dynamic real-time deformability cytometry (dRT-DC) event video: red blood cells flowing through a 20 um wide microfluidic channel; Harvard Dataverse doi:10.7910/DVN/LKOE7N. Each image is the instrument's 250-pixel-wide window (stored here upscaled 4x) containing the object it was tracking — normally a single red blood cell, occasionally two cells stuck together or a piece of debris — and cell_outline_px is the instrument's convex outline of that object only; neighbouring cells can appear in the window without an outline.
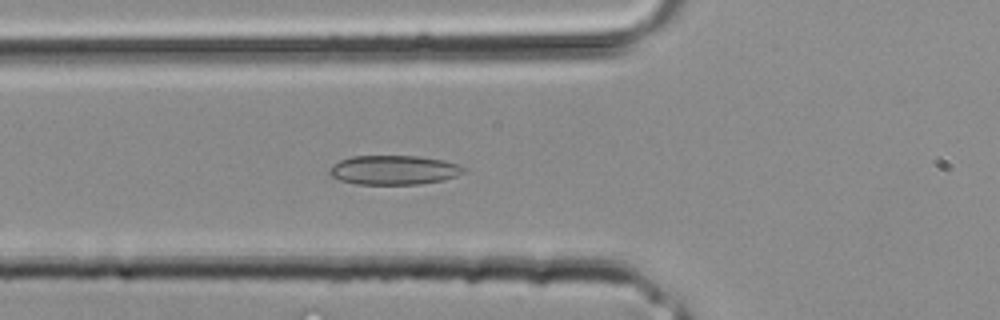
{"species": "common noctule bat (a hibernating species)", "species_latin": "Nyctalus noctula", "temperature_condition": "room temperature", "stored_images_in_passage": 34, "camera_frame_rate_fps": 3000, "um_per_image_px": 0.085, "animal": {"sex": "male", "body_mass_g": 20.4}, "frame": {"image": 1, "passage_image": 12, "time_ms": 3.667, "image_size_px": [1000, 320], "cell_outline_px": [[468, 168], [464, 172], [456, 176], [444, 180], [420, 184], [356, 184], [340, 180], [332, 176], [328, 172], [332, 164], [340, 160], [352, 156], [416, 156], [444, 160], [460, 164]], "centroid_in_image_um": [33.51, 14.45], "position_along_channel_um": 92.3, "area_um2": 23.06}}
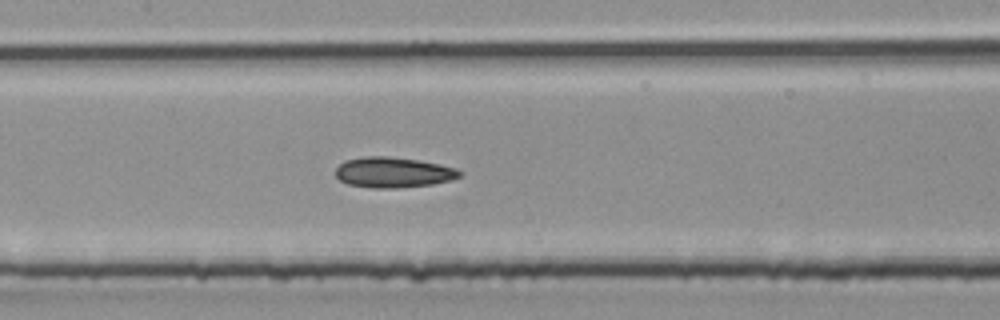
{"frame": {"image": 2, "passage_image": 16, "time_ms": 5.0, "image_size_px": [1000, 320], "cell_outline_px": [[460, 176], [452, 180], [432, 184], [396, 188], [372, 188], [348, 184], [340, 180], [336, 176], [336, 168], [344, 160], [364, 156], [388, 156], [416, 160], [440, 164], [456, 168], [460, 172]], "centroid_in_image_um": [33.4, 14.65], "position_along_channel_um": 174.0, "area_um2": 21.96}}
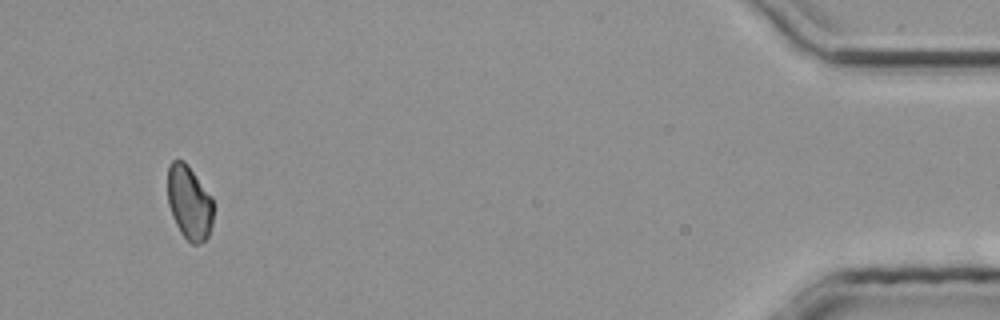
{"frame": {"image": 3, "passage_image": 32, "time_ms": 10.333, "image_size_px": [1000, 320], "cell_outline_px": [[212, 224], [208, 236], [200, 244], [192, 244], [180, 232], [172, 216], [168, 204], [168, 164], [172, 160], [184, 160], [188, 164], [212, 196]], "centroid_in_image_um": [16.08, 17.19], "position_along_channel_um": 419.1, "area_um2": 19.83}}